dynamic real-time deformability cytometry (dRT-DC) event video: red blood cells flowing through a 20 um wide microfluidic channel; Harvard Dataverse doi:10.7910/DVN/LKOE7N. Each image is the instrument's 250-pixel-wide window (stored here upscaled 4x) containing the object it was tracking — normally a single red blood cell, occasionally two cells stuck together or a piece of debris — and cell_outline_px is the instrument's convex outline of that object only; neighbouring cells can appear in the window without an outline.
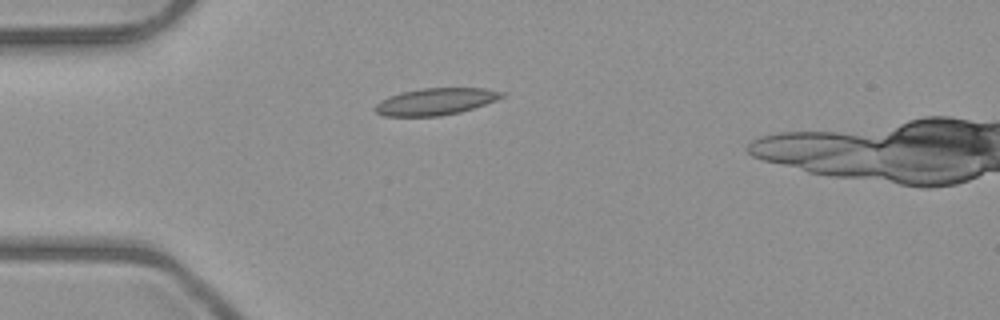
{"species": "common noctule bat (a hibernating species)", "species_latin": "Nyctalus noctula", "temperature_condition": "room temperature", "stored_images_in_passage": 2, "camera_frame_rate_fps": 3000, "um_per_image_px": 0.085, "animal": {"sex": "male", "body_mass_g": 23.1, "forearm_length_mm": 52.7}, "frame": {"image": 1, "passage_image": 1, "time_ms": 0.0, "image_size_px": [1000, 320], "cell_outline_px": [[504, 96], [496, 100], [460, 112], [440, 116], [384, 116], [376, 112], [372, 108], [380, 100], [388, 96], [400, 92], [424, 88], [484, 88], [504, 92]], "centroid_in_image_um": [36.98, 8.63], "position_along_channel_um": 48.0, "area_um2": 19.83}}